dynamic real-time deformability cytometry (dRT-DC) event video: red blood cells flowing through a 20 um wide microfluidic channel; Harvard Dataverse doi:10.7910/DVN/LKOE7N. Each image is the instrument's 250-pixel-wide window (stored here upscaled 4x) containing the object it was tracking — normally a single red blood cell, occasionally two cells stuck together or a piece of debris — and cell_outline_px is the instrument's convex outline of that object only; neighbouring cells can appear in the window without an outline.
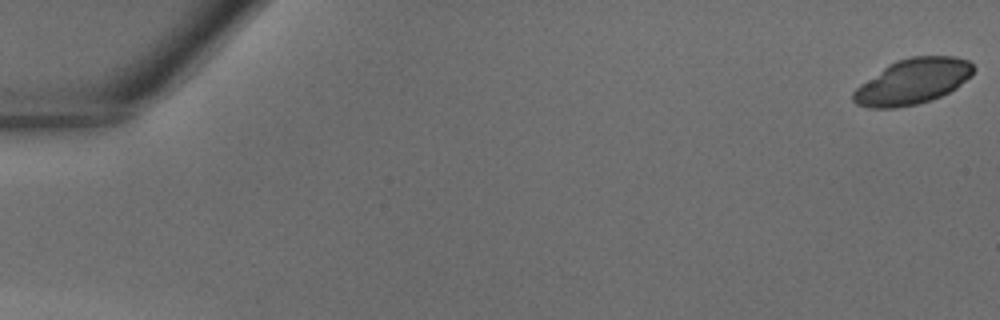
{"species": "common noctule bat (a hibernating species)", "species_latin": "Nyctalus noctula", "temperature_condition": "warm", "stored_images_in_passage": 17, "camera_frame_rate_fps": 3000, "um_per_image_px": 0.085, "animal": {"sex": "male", "body_mass_g": 18.8}, "frame": {"image": 1, "passage_image": 1, "time_ms": 0.0, "image_size_px": [1000, 320], "cell_outline_px": [[976, 68], [972, 76], [956, 88], [932, 100], [916, 104], [892, 108], [868, 108], [856, 104], [852, 100], [852, 92], [860, 84], [888, 64], [896, 60], [912, 56], [956, 56], [968, 60]], "centroid_in_image_um": [77.58, 6.92], "position_along_channel_um": 7.4, "area_um2": 32.02}}
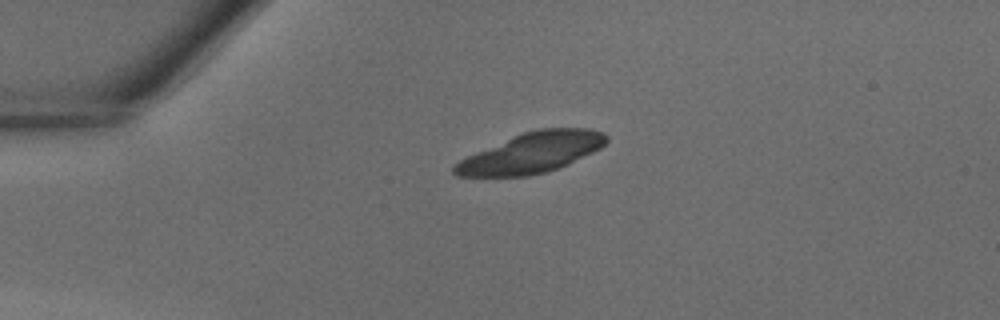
{"frame": {"image": 2, "passage_image": 11, "time_ms": 3.333, "image_size_px": [1000, 320], "cell_outline_px": [[608, 140], [600, 148], [560, 168], [528, 176], [456, 176], [452, 172], [452, 168], [460, 160], [476, 152], [524, 132], [536, 128], [588, 128], [604, 132], [608, 136]], "centroid_in_image_um": [45.22, 12.98], "position_along_channel_um": 39.8, "area_um2": 35.32}}